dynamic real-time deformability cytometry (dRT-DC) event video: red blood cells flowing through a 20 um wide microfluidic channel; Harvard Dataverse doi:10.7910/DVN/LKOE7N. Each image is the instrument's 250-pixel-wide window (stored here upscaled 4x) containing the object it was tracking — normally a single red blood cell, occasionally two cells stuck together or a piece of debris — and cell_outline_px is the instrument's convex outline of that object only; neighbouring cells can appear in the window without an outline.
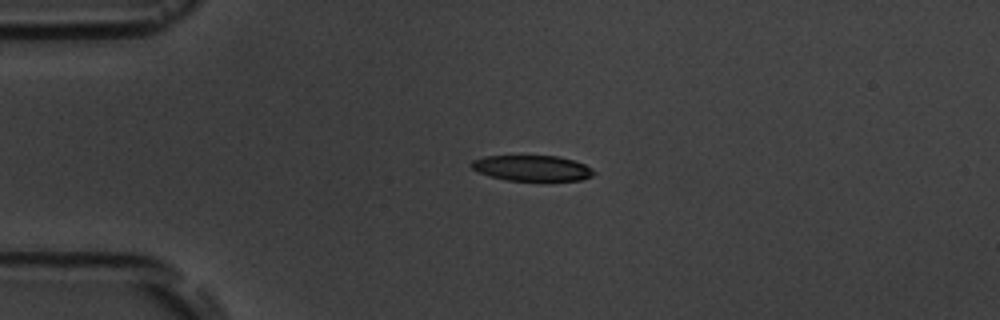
{"species": "common noctule bat (a hibernating species)", "species_latin": "Nyctalus noctula", "temperature_condition": "room temperature", "stored_images_in_passage": 4, "camera_frame_rate_fps": 3000, "um_per_image_px": 0.085, "animal": {"sex": "male", "body_mass_g": 19.5, "forearm_length_mm": 54.6}, "frame": {"image": 1, "passage_image": 3, "time_ms": 3.333, "image_size_px": [1000, 320], "cell_outline_px": [[596, 172], [592, 176], [580, 180], [508, 180], [492, 176], [480, 172], [472, 168], [468, 164], [472, 160], [484, 156], [556, 156], [572, 160], [584, 164], [592, 168]], "centroid_in_image_um": [45.22, 14.28], "position_along_channel_um": 39.8, "area_um2": 18.03}}